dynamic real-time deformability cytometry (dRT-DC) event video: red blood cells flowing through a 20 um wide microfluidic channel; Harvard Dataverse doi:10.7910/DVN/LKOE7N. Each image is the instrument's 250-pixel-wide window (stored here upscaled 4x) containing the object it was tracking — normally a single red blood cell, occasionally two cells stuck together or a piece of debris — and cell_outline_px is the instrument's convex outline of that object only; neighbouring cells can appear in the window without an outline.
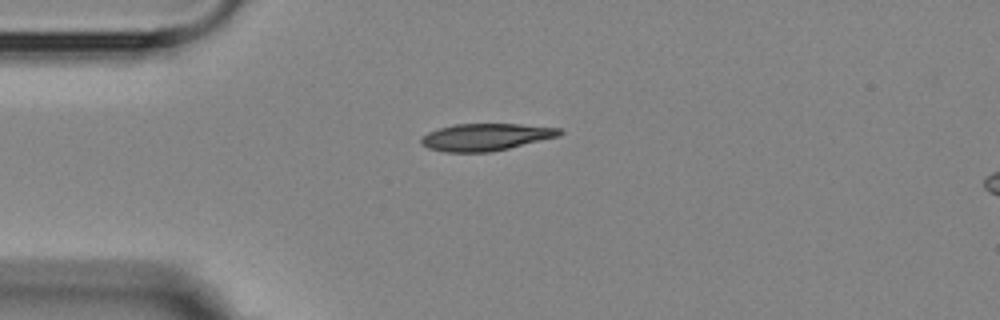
{"species": "Egyptian fruit bat (a non-hibernating species)", "species_latin": "Rousettus aegyptiacus", "temperature_condition": "room temperature", "stored_images_in_passage": 8, "camera_frame_rate_fps": 3000, "um_per_image_px": 0.085, "animal": {"sex": "female"}, "frame": {"image": 1, "passage_image": 1, "time_ms": 0.0, "image_size_px": [1000, 320], "cell_outline_px": [[564, 132], [560, 136], [508, 148], [488, 152], [444, 152], [428, 148], [420, 144], [420, 140], [428, 132], [452, 124], [520, 124], [560, 128]], "centroid_in_image_um": [41.29, 11.64], "position_along_channel_um": 43.7, "area_um2": 21.85}}
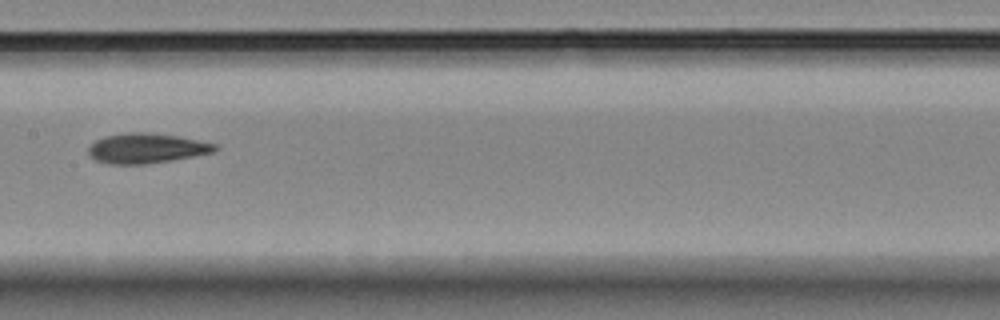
{"frame": {"image": 2, "passage_image": 5, "time_ms": 4.667, "image_size_px": [1000, 320], "cell_outline_px": [[220, 148], [216, 152], [144, 164], [108, 164], [96, 160], [88, 152], [88, 148], [96, 140], [104, 136], [124, 132], [148, 132], [180, 136], [216, 144]], "centroid_in_image_um": [12.47, 12.58], "position_along_channel_um": 194.9, "area_um2": 22.08}}
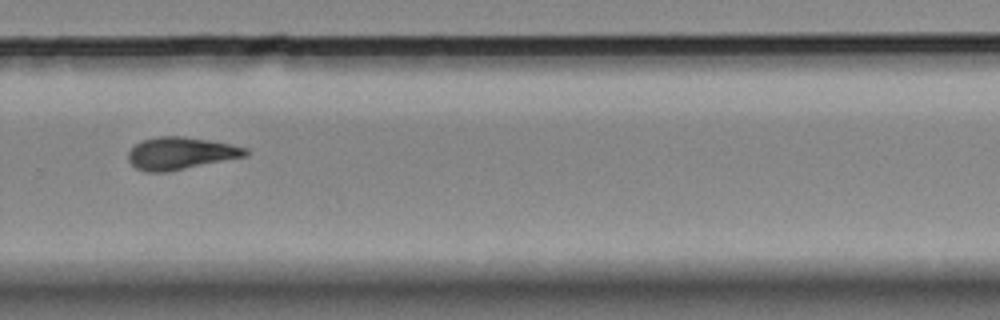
{"frame": {"image": 3, "passage_image": 8, "time_ms": 8.0, "image_size_px": [1000, 320], "cell_outline_px": [[248, 156], [164, 172], [148, 172], [136, 168], [128, 160], [128, 152], [140, 140], [156, 136], [180, 136], [208, 140], [248, 148]], "centroid_in_image_um": [15.33, 13.02], "position_along_channel_um": 314.5, "area_um2": 21.91}}